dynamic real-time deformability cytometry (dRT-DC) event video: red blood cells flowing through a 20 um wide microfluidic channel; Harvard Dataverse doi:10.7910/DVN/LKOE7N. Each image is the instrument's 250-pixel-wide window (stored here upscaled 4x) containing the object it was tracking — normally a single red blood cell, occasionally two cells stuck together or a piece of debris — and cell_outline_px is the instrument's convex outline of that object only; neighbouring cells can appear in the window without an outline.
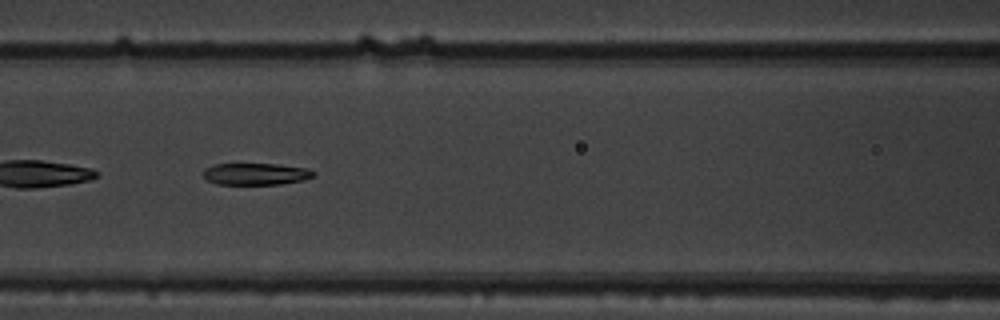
{"species": "common noctule bat (a hibernating species)", "species_latin": "Nyctalus noctula", "temperature_condition": "warm", "stored_images_in_passage": 7, "camera_frame_rate_fps": 3000, "um_per_image_px": 0.085, "animal": {"sex": "male", "body_mass_g": 19.5, "forearm_length_mm": 54.6}, "frame": {"image": 1, "passage_image": 3, "time_ms": 0.667, "image_size_px": [1000, 320], "cell_outline_px": [[316, 172], [312, 176], [304, 180], [280, 184], [216, 184], [208, 180], [204, 176], [204, 168], [212, 164], [276, 164], [308, 168]], "centroid_in_image_um": [21.74, 14.78], "position_along_channel_um": 144.9, "area_um2": 13.99}}
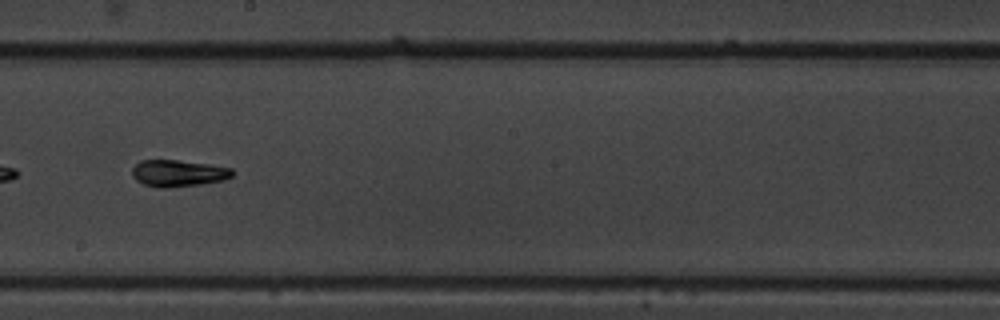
{"frame": {"image": 2, "passage_image": 5, "time_ms": 1.333, "image_size_px": [1000, 320], "cell_outline_px": [[232, 176], [220, 180], [200, 184], [164, 188], [160, 188], [144, 184], [136, 180], [132, 176], [132, 168], [140, 160], [176, 160], [208, 164], [232, 168]], "centroid_in_image_um": [15.1, 14.72], "position_along_channel_um": 233.1, "area_um2": 15.37}}
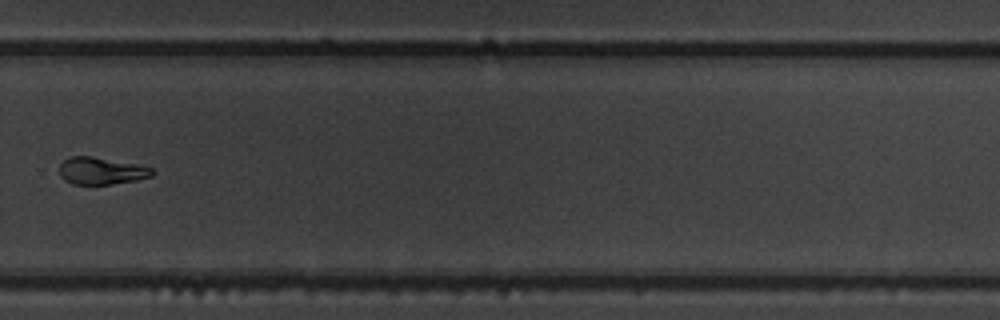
{"frame": {"image": 3, "passage_image": 7, "time_ms": 2.0, "image_size_px": [1000, 320], "cell_outline_px": [[156, 172], [152, 176], [136, 180], [112, 184], [72, 184], [64, 180], [60, 176], [60, 164], [64, 160], [72, 156], [92, 156], [144, 164], [152, 168]], "centroid_in_image_um": [8.67, 14.51], "position_along_channel_um": 321.1, "area_um2": 15.03}}